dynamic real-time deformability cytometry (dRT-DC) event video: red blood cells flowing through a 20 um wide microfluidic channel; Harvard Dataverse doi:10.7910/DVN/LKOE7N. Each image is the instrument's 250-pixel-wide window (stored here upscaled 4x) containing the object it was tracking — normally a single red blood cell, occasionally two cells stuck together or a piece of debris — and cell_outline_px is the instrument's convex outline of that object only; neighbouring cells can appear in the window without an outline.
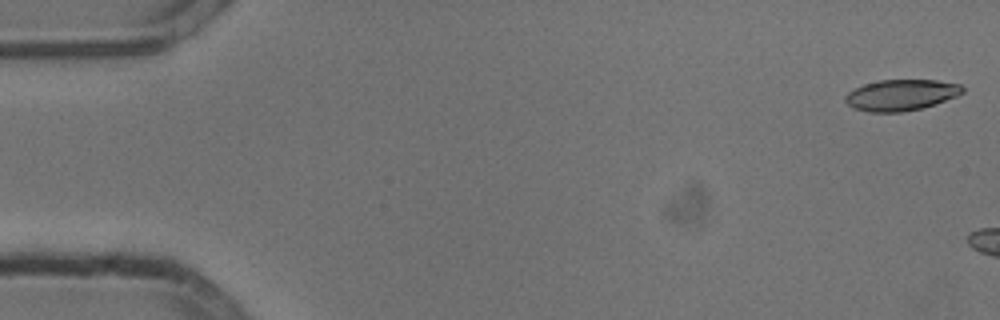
{"species": "common noctule bat (a hibernating species)", "species_latin": "Nyctalus noctula", "temperature_condition": "cold", "stored_images_in_passage": 5, "camera_frame_rate_fps": 3000, "um_per_image_px": 0.085, "animal": {"sex": "male", "body_mass_g": 13.3}, "frame": {"image": 1, "passage_image": 1, "time_ms": 0.0, "image_size_px": [1000, 320], "cell_outline_px": [[964, 92], [956, 96], [920, 108], [900, 112], [868, 112], [852, 108], [844, 100], [844, 96], [848, 92], [864, 84], [880, 80], [936, 80], [960, 84], [964, 88]], "centroid_in_image_um": [76.55, 8.07], "position_along_channel_um": 8.4, "area_um2": 21.04}}